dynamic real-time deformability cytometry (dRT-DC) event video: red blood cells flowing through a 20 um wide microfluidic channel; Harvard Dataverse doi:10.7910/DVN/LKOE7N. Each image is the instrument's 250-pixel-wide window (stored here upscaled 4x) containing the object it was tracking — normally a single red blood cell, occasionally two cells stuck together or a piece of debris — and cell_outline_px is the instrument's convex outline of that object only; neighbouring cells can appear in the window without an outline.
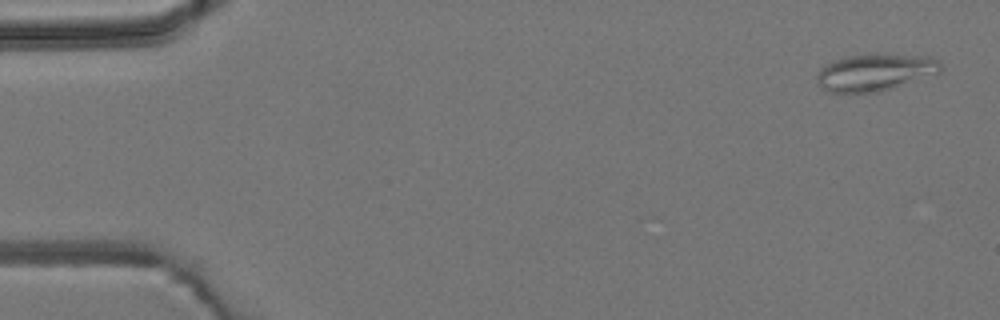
{"species": "common noctule bat (a hibernating species)", "species_latin": "Nyctalus noctula", "temperature_condition": "room temperature", "stored_images_in_passage": 4, "camera_frame_rate_fps": 3000, "um_per_image_px": 0.085, "animal": {"sex": "male", "body_mass_g": 19.2, "forearm_length_mm": 51.8}, "frame": {"image": 1, "passage_image": 1, "time_ms": 0.0, "image_size_px": [1000, 320], "cell_outline_px": [[940, 72], [880, 92], [828, 92], [820, 88], [816, 84], [816, 76], [820, 68], [824, 64], [832, 60], [844, 56], [876, 52], [928, 56], [940, 60]], "centroid_in_image_um": [74.32, 6.11], "position_along_channel_um": 10.7, "area_um2": 27.4}}